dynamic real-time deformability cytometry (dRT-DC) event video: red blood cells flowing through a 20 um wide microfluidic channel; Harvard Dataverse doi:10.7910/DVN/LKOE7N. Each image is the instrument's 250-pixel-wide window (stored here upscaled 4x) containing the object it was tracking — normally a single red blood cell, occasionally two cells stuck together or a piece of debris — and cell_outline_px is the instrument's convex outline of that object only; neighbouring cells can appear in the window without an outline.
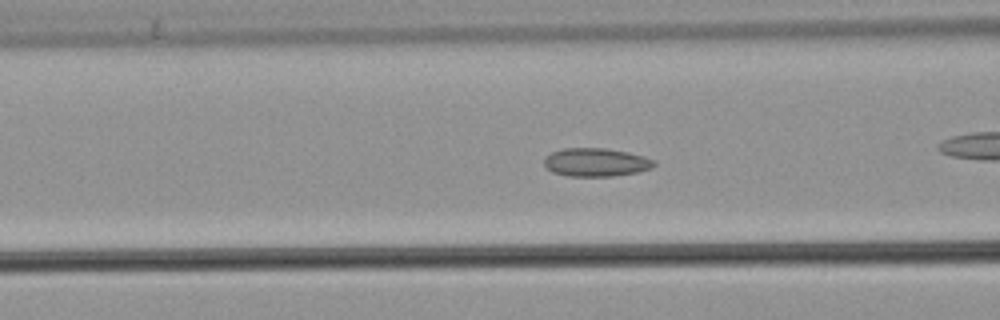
{"species": "common noctule bat (a hibernating species)", "species_latin": "Nyctalus noctula", "temperature_condition": "warm", "stored_images_in_passage": 44, "camera_frame_rate_fps": 3000, "um_per_image_px": 0.085, "animal": {"sex": "male", "body_mass_g": 21.5, "forearm_length_mm": 52.0}, "frame": {"image": 1, "passage_image": 19, "time_ms": 6.0, "image_size_px": [1000, 320], "cell_outline_px": [[656, 164], [652, 168], [636, 172], [612, 176], [568, 176], [552, 172], [544, 168], [544, 156], [552, 152], [564, 148], [604, 148], [628, 152], [644, 156], [656, 160]], "centroid_in_image_um": [50.63, 13.79], "position_along_channel_um": 116.0, "area_um2": 18.32}, "authors_computed_cell_mechanics": {"area_um2": 18.2359, "velocity_mm_per_s": 3.8525, "shape_relaxation_time_tau1_ms": null, "shape_relaxation_time_tau2_ms": 2.4606, "deformation_change_tau1": null, "deformation_change_tau2": 0.0901}}